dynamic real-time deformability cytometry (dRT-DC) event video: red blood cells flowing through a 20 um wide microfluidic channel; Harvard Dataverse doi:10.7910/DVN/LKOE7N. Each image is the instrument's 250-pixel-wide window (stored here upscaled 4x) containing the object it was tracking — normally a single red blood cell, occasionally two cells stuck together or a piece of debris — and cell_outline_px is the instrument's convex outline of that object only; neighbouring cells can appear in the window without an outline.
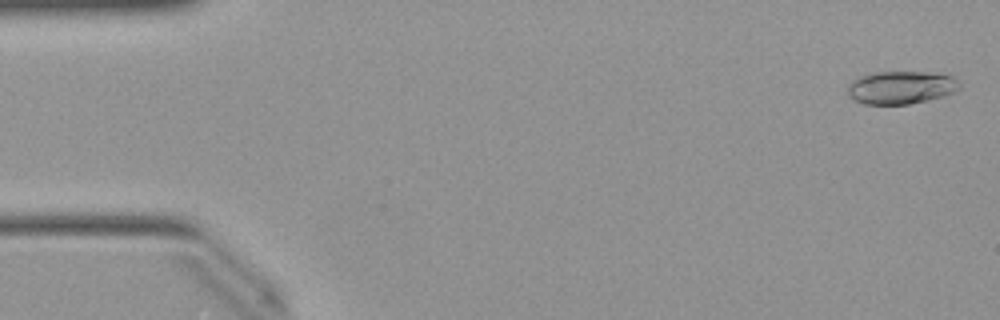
{"species": "Egyptian fruit bat (a non-hibernating species)", "species_latin": "Rousettus aegyptiacus", "temperature_condition": "warm", "stored_images_in_passage": 50, "camera_frame_rate_fps": 3000, "um_per_image_px": 0.085, "animal": {"sex": "female"}, "frame": {"image": 1, "passage_image": 1, "time_ms": 0.0, "image_size_px": [1000, 320], "cell_outline_px": [[960, 88], [944, 96], [928, 100], [908, 104], [864, 104], [848, 96], [848, 84], [852, 80], [860, 76], [872, 72], [928, 72], [952, 76], [960, 84]], "centroid_in_image_um": [76.56, 7.43], "position_along_channel_um": 8.4, "area_um2": 21.44}}
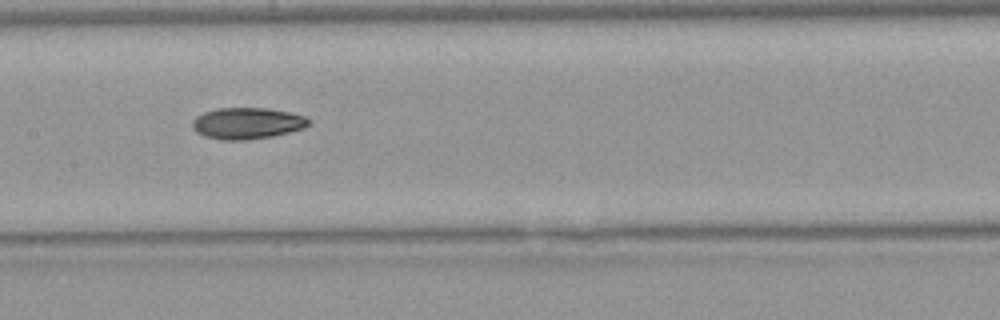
{"frame": {"image": 2, "passage_image": 24, "time_ms": 7.667, "image_size_px": [1000, 320], "cell_outline_px": [[308, 124], [304, 128], [272, 136], [248, 140], [220, 140], [204, 136], [196, 132], [192, 128], [192, 120], [196, 116], [204, 112], [216, 108], [264, 108], [288, 112], [304, 116], [308, 120]], "centroid_in_image_um": [20.94, 10.48], "position_along_channel_um": 186.5, "area_um2": 21.21}}
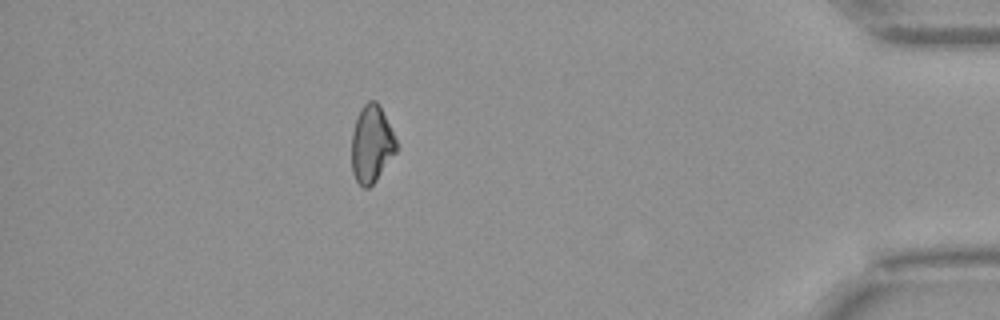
{"frame": {"image": 3, "passage_image": 44, "time_ms": 14.333, "image_size_px": [1000, 320], "cell_outline_px": [[400, 148], [376, 180], [368, 188], [364, 188], [356, 180], [352, 172], [352, 132], [360, 108], [368, 100], [376, 100], [380, 104]], "centroid_in_image_um": [31.61, 12.23], "position_along_channel_um": 403.6, "area_um2": 20.35}, "authors_computed_cell_mechanics": {"area_um2": 20.9814, "velocity_mm_per_s": 4.009, "shape_relaxation_time_tau1_ms": 9.1229, "shape_relaxation_time_tau2_ms": 9.176, "deformation_change_tau1": 0.1925, "deformation_change_tau2": 0.1554}}